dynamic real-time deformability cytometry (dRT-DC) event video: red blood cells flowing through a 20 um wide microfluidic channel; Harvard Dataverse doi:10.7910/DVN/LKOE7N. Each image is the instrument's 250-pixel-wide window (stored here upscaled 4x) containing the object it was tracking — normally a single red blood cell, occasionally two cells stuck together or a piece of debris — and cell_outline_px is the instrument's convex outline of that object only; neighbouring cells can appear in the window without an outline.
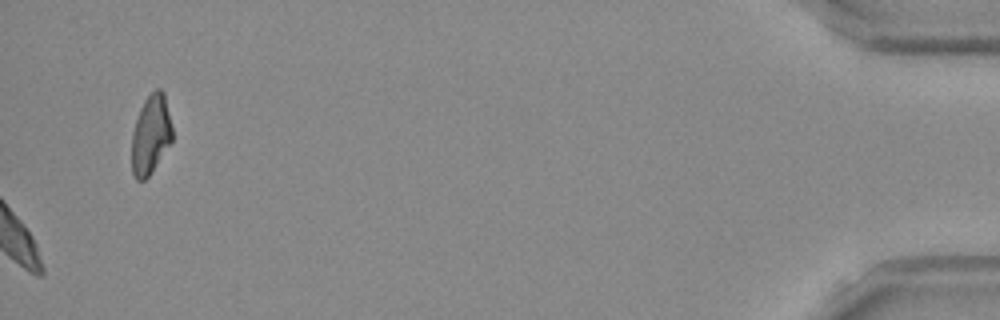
{"species": "Egyptian fruit bat (a non-hibernating species)", "species_latin": "Rousettus aegyptiacus", "temperature_condition": "room temperature", "stored_images_in_passage": 51, "camera_frame_rate_fps": 3000, "um_per_image_px": 0.085, "frame": {"image": 1, "passage_image": 51, "time_ms": 16.667, "image_size_px": [1000, 320], "cell_outline_px": [[172, 140], [148, 176], [144, 180], [136, 180], [132, 172], [132, 132], [140, 108], [144, 100], [156, 88], [160, 88], [164, 92], [172, 128]], "centroid_in_image_um": [12.8, 11.42], "position_along_channel_um": 422.4, "area_um2": 18.44}, "authors_computed_cell_mechanics": {"area_um2": 20.519, "velocity_mm_per_s": 3.7793, "shape_relaxation_time_tau1_ms": 2.0457, "shape_relaxation_time_tau2_ms": 8.2111, "deformation_change_tau1": 0.0891, "deformation_change_tau2": 0.1204}}